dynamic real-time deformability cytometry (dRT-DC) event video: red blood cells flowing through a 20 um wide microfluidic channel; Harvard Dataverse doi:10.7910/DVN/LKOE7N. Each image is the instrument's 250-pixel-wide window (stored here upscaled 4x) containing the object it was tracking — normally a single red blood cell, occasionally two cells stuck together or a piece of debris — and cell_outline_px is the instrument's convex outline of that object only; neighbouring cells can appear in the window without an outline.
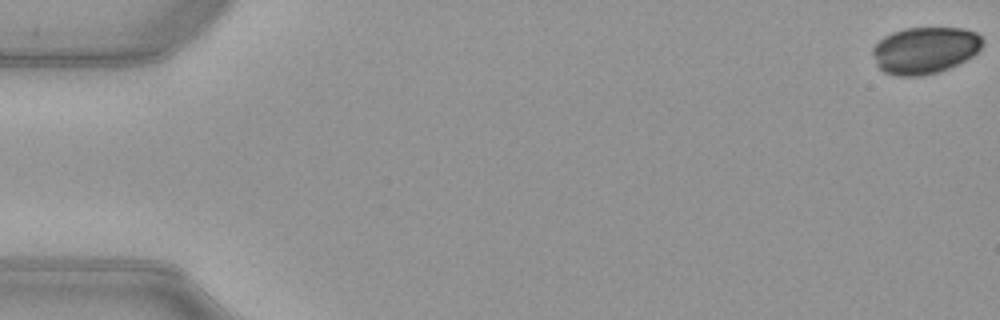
{"species": "common noctule bat (a hibernating species)", "species_latin": "Nyctalus noctula", "temperature_condition": "warm", "stored_images_in_passage": 15, "camera_frame_rate_fps": 3000, "um_per_image_px": 0.085, "animal": {"sex": "female", "body_mass_g": 21.9}, "frame": {"image": 1, "passage_image": 1, "time_ms": 0.0, "image_size_px": [1000, 320], "cell_outline_px": [[984, 44], [972, 56], [940, 72], [924, 76], [896, 76], [884, 72], [876, 64], [872, 52], [872, 48], [884, 36], [892, 32], [904, 28], [964, 28], [976, 32], [984, 40]], "centroid_in_image_um": [78.61, 4.27], "position_along_channel_um": 6.4, "area_um2": 30.06}}
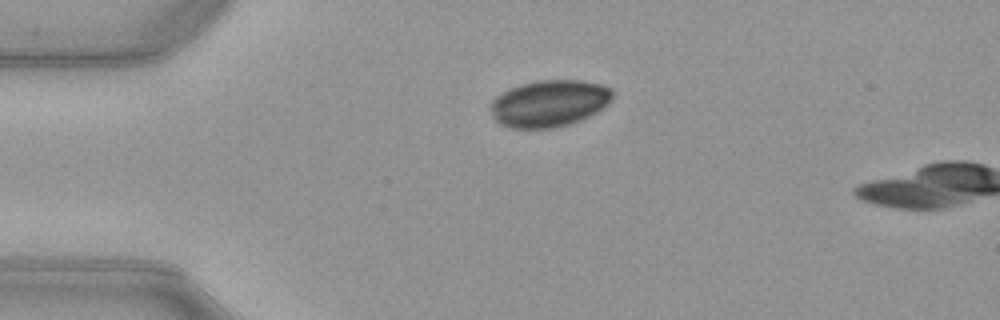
{"frame": {"image": 2, "passage_image": 13, "time_ms": 4.0, "image_size_px": [1000, 320], "cell_outline_px": [[612, 100], [608, 104], [596, 112], [580, 120], [556, 128], [512, 128], [500, 124], [492, 116], [488, 104], [496, 96], [508, 88], [520, 84], [536, 80], [584, 80], [604, 84], [612, 88]], "centroid_in_image_um": [46.67, 8.77], "position_along_channel_um": 38.3, "area_um2": 33.7}}